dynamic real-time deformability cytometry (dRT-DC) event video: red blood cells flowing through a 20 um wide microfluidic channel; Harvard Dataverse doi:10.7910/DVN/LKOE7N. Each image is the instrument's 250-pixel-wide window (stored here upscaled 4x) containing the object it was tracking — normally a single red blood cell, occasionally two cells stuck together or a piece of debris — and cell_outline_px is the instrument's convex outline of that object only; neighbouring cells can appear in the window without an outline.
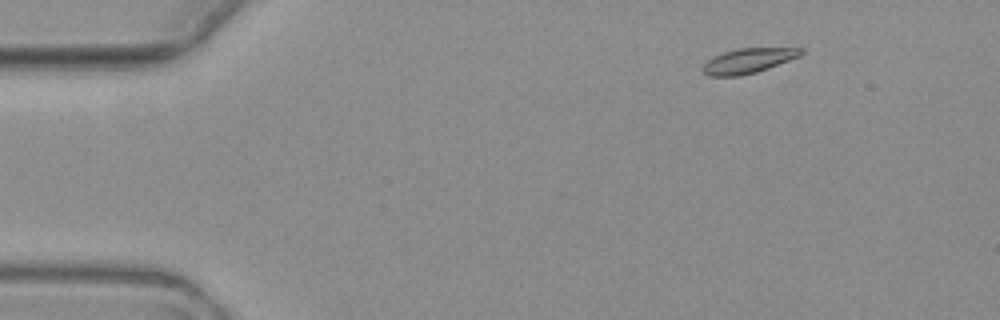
{"species": "common noctule bat (a hibernating species)", "species_latin": "Nyctalus noctula", "temperature_condition": "warm", "stored_images_in_passage": 4, "camera_frame_rate_fps": 3000, "um_per_image_px": 0.085, "animal": {"sex": "female", "body_mass_g": 19.3, "forearm_length_mm": 54.1}, "frame": {"image": 1, "passage_image": 1, "time_ms": 0.0, "image_size_px": [1000, 320], "cell_outline_px": [[804, 52], [800, 56], [768, 68], [756, 72], [740, 76], [708, 76], [700, 68], [708, 60], [724, 52], [736, 48], [804, 48]], "centroid_in_image_um": [63.6, 5.16], "position_along_channel_um": 21.4, "area_um2": 14.16}}
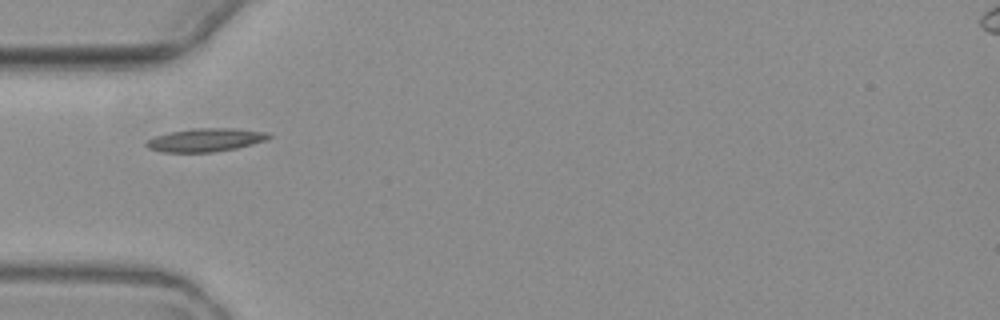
{"frame": {"image": 2, "passage_image": 4, "time_ms": 3.667, "image_size_px": [1000, 320], "cell_outline_px": [[272, 136], [264, 140], [252, 144], [236, 148], [212, 152], [160, 152], [148, 148], [144, 144], [148, 140], [156, 136], [168, 132], [192, 128], [232, 128], [268, 132]], "centroid_in_image_um": [17.44, 11.89], "position_along_channel_um": 67.6, "area_um2": 16.59}}